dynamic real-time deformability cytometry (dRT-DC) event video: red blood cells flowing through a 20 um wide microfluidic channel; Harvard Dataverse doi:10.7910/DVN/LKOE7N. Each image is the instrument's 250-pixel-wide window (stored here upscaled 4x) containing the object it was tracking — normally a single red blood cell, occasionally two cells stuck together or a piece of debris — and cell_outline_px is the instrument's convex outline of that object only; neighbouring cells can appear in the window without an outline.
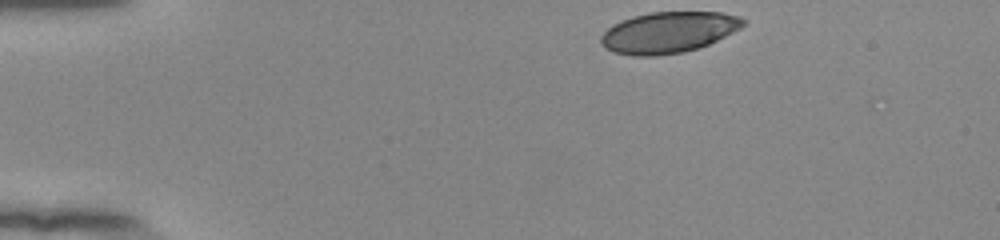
{"species": "human", "species_latin": "Homo sapiens", "temperature_condition": "room temperature", "stored_images_in_passage": 39, "camera_frame_rate_fps": 3000, "um_per_image_px": 0.085, "donor": {"sex": "female"}, "frame": {"image": 1, "passage_image": 1, "time_ms": 0.0, "image_size_px": [1000, 240], "cell_outline_px": [[748, 20], [740, 28], [708, 44], [684, 52], [656, 56], [632, 56], [612, 52], [604, 48], [600, 44], [600, 36], [612, 24], [620, 20], [632, 16], [648, 12], [720, 12], [740, 16]], "centroid_in_image_um": [56.77, 2.75], "position_along_channel_um": 28.2, "area_um2": 34.33}}
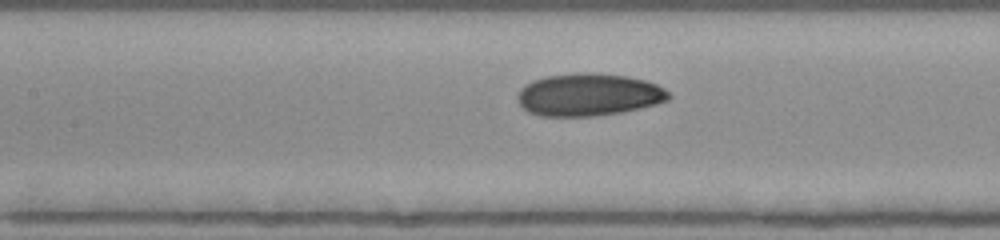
{"frame": {"image": 2, "passage_image": 17, "time_ms": 5.333, "image_size_px": [1000, 240], "cell_outline_px": [[672, 96], [668, 100], [620, 112], [592, 116], [540, 116], [528, 112], [516, 100], [516, 96], [520, 88], [524, 84], [532, 80], [548, 76], [580, 72], [584, 72], [628, 76], [644, 80], [656, 84], [664, 88]], "centroid_in_image_um": [49.97, 8.04], "position_along_channel_um": 157.4, "area_um2": 37.28}}
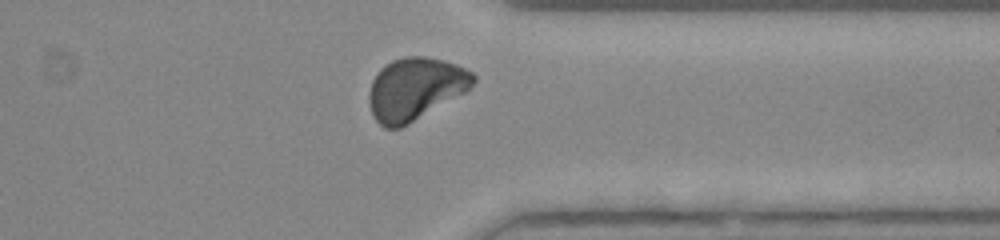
{"frame": {"image": 3, "passage_image": 34, "time_ms": 11.0, "image_size_px": [1000, 240], "cell_outline_px": [[476, 80], [464, 92], [408, 124], [400, 128], [384, 128], [376, 120], [372, 112], [368, 100], [368, 92], [372, 80], [380, 68], [392, 60], [404, 56], [424, 56], [444, 60], [456, 64], [472, 72], [476, 76]], "centroid_in_image_um": [35.26, 7.53], "position_along_channel_um": 376.1, "area_um2": 37.63}, "authors_computed_cell_mechanics": {"area_um2": 36.4718, "velocity_mm_per_s": 3.8954, "shape_relaxation_time_tau1_ms": 3.3989, "shape_relaxation_time_tau2_ms": 1.8724, "deformation_change_tau1": 0.1289, "deformation_change_tau2": 0.0599}}